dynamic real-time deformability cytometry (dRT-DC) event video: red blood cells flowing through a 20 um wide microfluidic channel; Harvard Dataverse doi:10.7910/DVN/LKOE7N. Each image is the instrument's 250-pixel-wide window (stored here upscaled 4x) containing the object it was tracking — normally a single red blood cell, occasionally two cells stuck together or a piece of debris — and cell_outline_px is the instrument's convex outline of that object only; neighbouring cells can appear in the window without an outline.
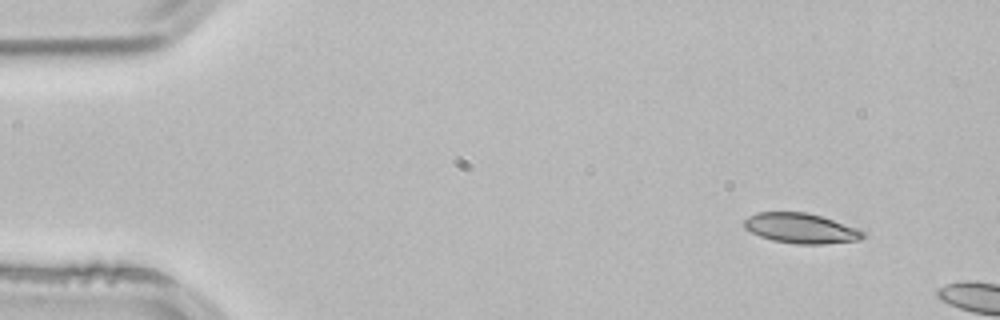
{"species": "common noctule bat (a hibernating species)", "species_latin": "Nyctalus noctula", "temperature_condition": "room temperature", "stored_images_in_passage": 2, "camera_frame_rate_fps": 3000, "um_per_image_px": 0.085, "animal": {"sex": "male", "body_mass_g": 21.5, "forearm_length_mm": 52.0}, "frame": {"image": 1, "passage_image": 1, "time_ms": 0.0, "image_size_px": [1000, 320], "cell_outline_px": [[864, 236], [860, 240], [824, 244], [796, 244], [772, 240], [760, 236], [744, 228], [744, 220], [748, 216], [756, 212], [808, 212], [856, 228], [864, 232]], "centroid_in_image_um": [68.04, 19.4], "position_along_channel_um": 17.0, "area_um2": 20.69}}